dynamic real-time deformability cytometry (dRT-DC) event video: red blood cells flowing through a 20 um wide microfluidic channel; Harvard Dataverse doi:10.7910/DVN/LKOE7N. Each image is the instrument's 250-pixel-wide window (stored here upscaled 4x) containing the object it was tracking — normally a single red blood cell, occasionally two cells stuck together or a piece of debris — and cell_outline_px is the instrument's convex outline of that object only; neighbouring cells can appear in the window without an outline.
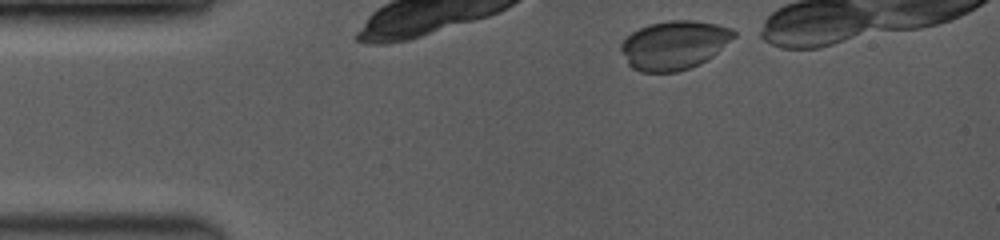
{"species": "common noctule bat (a hibernating species)", "species_latin": "Nyctalus noctula", "temperature_condition": "room temperature", "stored_images_in_passage": 23, "camera_frame_rate_fps": 3500, "um_per_image_px": 0.085, "animal": {"sex": "female", "body_mass_g": 19.0, "forearm_length_mm": 53.3}, "frame": {"image": 1, "passage_image": 1, "time_ms": 0.0, "image_size_px": [1000, 240], "cell_outline_px": [[736, 36], [712, 56], [700, 64], [676, 72], [640, 72], [632, 68], [628, 64], [620, 48], [620, 44], [632, 32], [640, 28], [652, 24], [672, 20], [692, 20], [716, 24], [732, 28], [736, 32]], "centroid_in_image_um": [57.31, 3.84], "position_along_channel_um": 27.7, "area_um2": 31.85}}
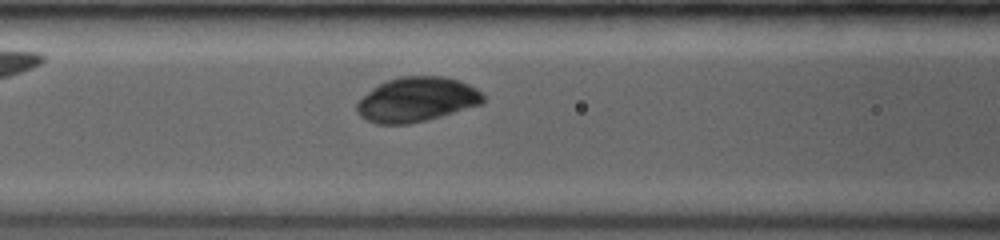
{"frame": {"image": 2, "passage_image": 11, "time_ms": 4.0, "image_size_px": [1000, 240], "cell_outline_px": [[484, 100], [480, 104], [440, 116], [408, 124], [376, 124], [360, 116], [356, 112], [356, 104], [372, 88], [388, 80], [400, 76], [444, 76], [460, 80], [476, 88], [484, 96]], "centroid_in_image_um": [35.41, 8.45], "position_along_channel_um": 131.2, "area_um2": 32.54}}
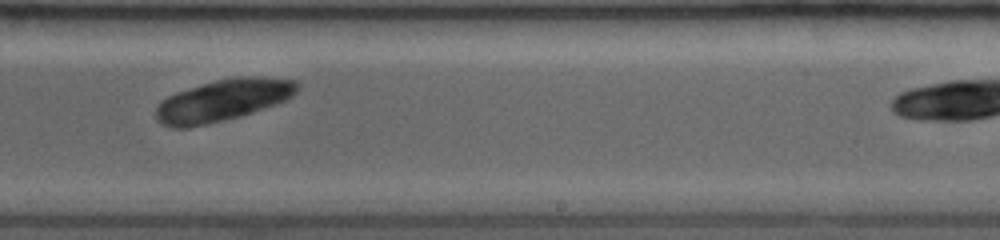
{"frame": {"image": 3, "passage_image": 20, "time_ms": 7.429, "image_size_px": [1000, 240], "cell_outline_px": [[300, 88], [292, 96], [276, 104], [240, 116], [188, 128], [172, 128], [160, 124], [156, 120], [156, 108], [160, 100], [176, 92], [216, 80], [232, 76], [260, 76], [296, 80], [300, 84]], "centroid_in_image_um": [18.94, 8.51], "position_along_channel_um": 270.1, "area_um2": 34.56}}